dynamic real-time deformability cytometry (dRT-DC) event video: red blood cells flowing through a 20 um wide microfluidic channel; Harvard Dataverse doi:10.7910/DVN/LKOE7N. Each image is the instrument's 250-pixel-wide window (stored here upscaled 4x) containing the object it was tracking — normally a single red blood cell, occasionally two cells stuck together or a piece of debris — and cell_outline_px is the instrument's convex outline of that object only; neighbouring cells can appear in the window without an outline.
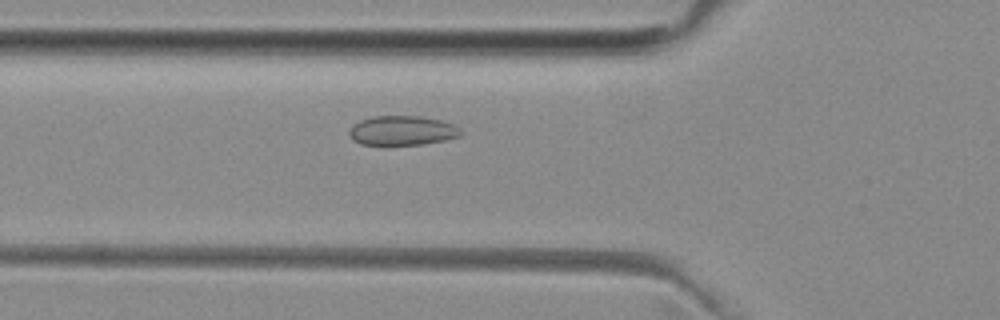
{"species": "common noctule bat (a hibernating species)", "species_latin": "Nyctalus noctula", "temperature_condition": "room temperature", "stored_images_in_passage": 44, "camera_frame_rate_fps": 3000, "um_per_image_px": 0.085, "animal": {"sex": "female", "body_mass_g": 29.2, "forearm_length_mm": 56.3}, "frame": {"image": 1, "passage_image": 10, "time_ms": 3.0, "image_size_px": [1000, 320], "cell_outline_px": [[464, 132], [460, 136], [444, 140], [420, 144], [360, 144], [352, 140], [348, 132], [352, 124], [360, 120], [372, 116], [420, 116], [440, 120], [452, 124], [460, 128]], "centroid_in_image_um": [34.17, 11.08], "position_along_channel_um": 91.6, "area_um2": 19.13}}
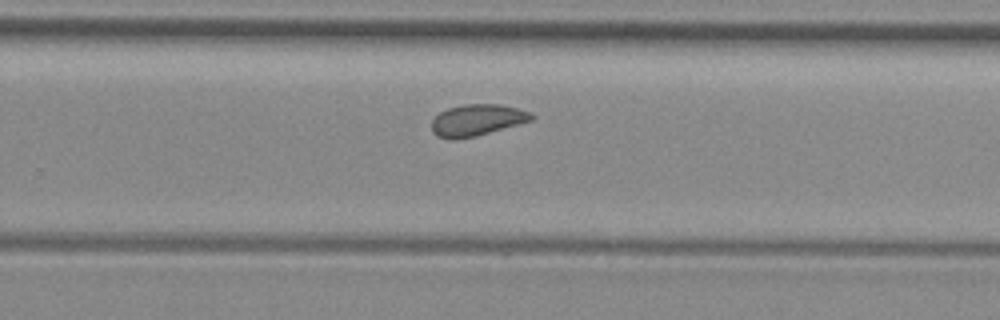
{"frame": {"image": 2, "passage_image": 25, "time_ms": 8.0, "image_size_px": [1000, 320], "cell_outline_px": [[536, 116], [532, 120], [476, 136], [456, 140], [448, 140], [436, 136], [432, 132], [432, 120], [440, 112], [448, 108], [464, 104], [500, 104], [532, 112]], "centroid_in_image_um": [40.53, 10.22], "position_along_channel_um": 289.3, "area_um2": 18.44}}
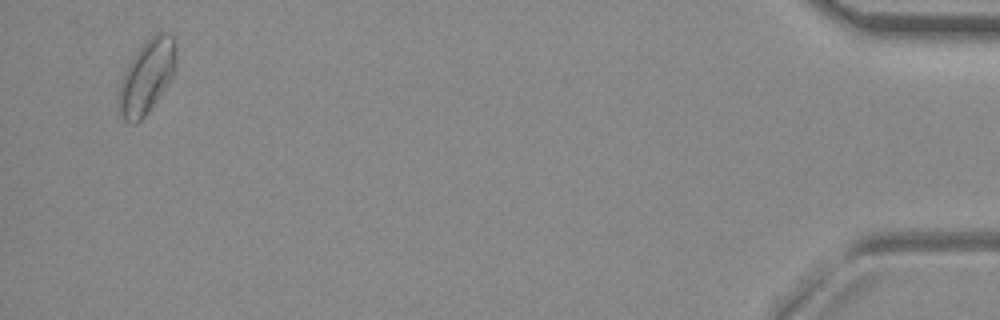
{"frame": {"image": 3, "passage_image": 42, "time_ms": 13.667, "image_size_px": [1000, 320], "cell_outline_px": [[176, 72], [156, 100], [144, 116], [136, 124], [132, 124], [124, 120], [120, 116], [116, 104], [116, 96], [124, 72], [128, 64], [136, 52], [156, 32], [168, 32], [176, 40]], "centroid_in_image_um": [12.46, 6.53], "position_along_channel_um": 422.7, "area_um2": 24.85}, "authors_computed_cell_mechanics": {"area_um2": 18.8428, "velocity_mm_per_s": 3.9554, "shape_relaxation_time_tau1_ms": 11.2427, "shape_relaxation_time_tau2_ms": 1.3869, "deformation_change_tau1": 0.0976, "deformation_change_tau2": 0.0526}}